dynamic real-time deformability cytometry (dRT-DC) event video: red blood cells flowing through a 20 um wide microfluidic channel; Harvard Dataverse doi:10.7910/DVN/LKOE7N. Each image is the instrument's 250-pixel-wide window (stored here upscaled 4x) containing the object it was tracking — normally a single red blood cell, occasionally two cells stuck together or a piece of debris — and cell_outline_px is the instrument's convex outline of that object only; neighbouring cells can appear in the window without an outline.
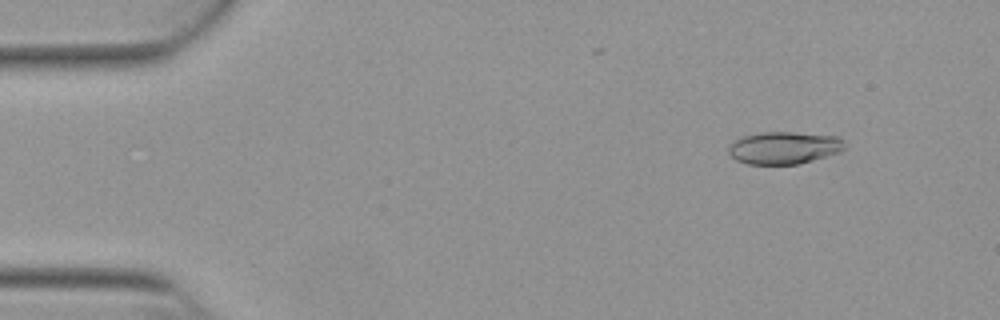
{"species": "Egyptian fruit bat (a non-hibernating species)", "species_latin": "Rousettus aegyptiacus", "temperature_condition": "warm", "stored_images_in_passage": 53, "camera_frame_rate_fps": 3000, "um_per_image_px": 0.085, "animal": {"sex": "female"}, "frame": {"image": 1, "passage_image": 6, "time_ms": 1.667, "image_size_px": [1000, 320], "cell_outline_px": [[844, 148], [840, 152], [800, 164], [748, 164], [736, 160], [728, 152], [728, 148], [736, 140], [744, 136], [760, 132], [792, 132], [836, 136], [840, 140]], "centroid_in_image_um": [66.62, 12.57], "position_along_channel_um": 18.4, "area_um2": 21.62}}
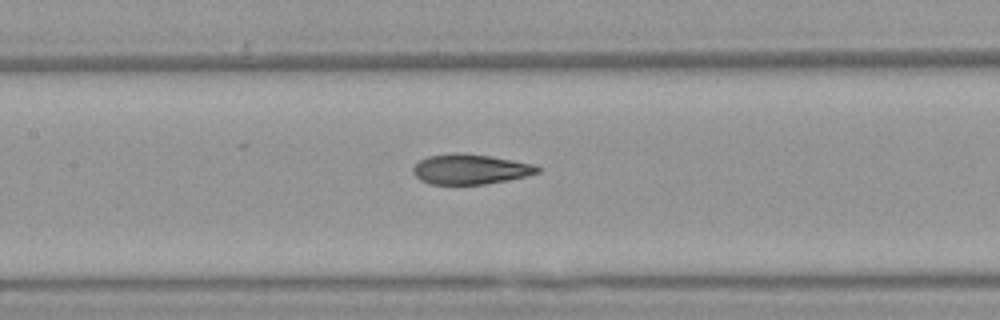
{"frame": {"image": 2, "passage_image": 25, "time_ms": 8.0, "image_size_px": [1000, 320], "cell_outline_px": [[540, 172], [528, 176], [508, 180], [484, 184], [432, 184], [420, 180], [412, 172], [412, 168], [420, 160], [428, 156], [492, 156], [536, 164], [540, 168]], "centroid_in_image_um": [40.05, 14.43], "position_along_channel_um": 167.3, "area_um2": 21.04}}
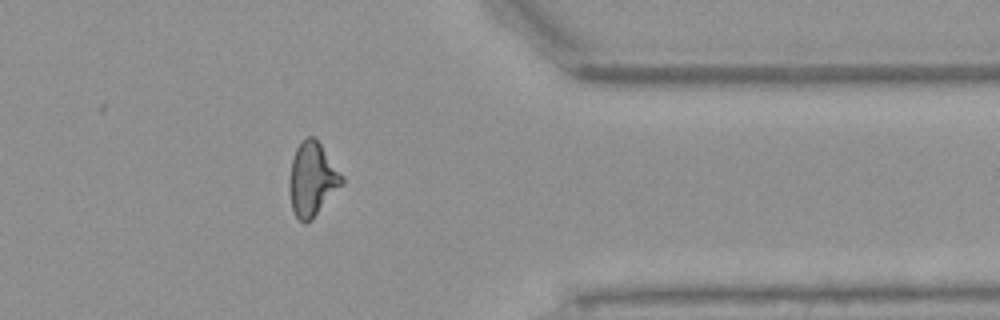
{"frame": {"image": 3, "passage_image": 43, "time_ms": 14.0, "image_size_px": [1000, 320], "cell_outline_px": [[344, 184], [312, 220], [304, 224], [296, 216], [292, 208], [288, 188], [288, 180], [292, 160], [296, 148], [308, 136], [312, 136], [320, 144], [344, 176]], "centroid_in_image_um": [26.55, 15.28], "position_along_channel_um": 384.9, "area_um2": 22.66}, "authors_computed_cell_mechanics": {"area_um2": 22.3108, "velocity_mm_per_s": 3.8757, "shape_relaxation_time_tau1_ms": 9.5484, "shape_relaxation_time_tau2_ms": 2.0985, "deformation_change_tau1": 0.2511, "deformation_change_tau2": 0.1027}}